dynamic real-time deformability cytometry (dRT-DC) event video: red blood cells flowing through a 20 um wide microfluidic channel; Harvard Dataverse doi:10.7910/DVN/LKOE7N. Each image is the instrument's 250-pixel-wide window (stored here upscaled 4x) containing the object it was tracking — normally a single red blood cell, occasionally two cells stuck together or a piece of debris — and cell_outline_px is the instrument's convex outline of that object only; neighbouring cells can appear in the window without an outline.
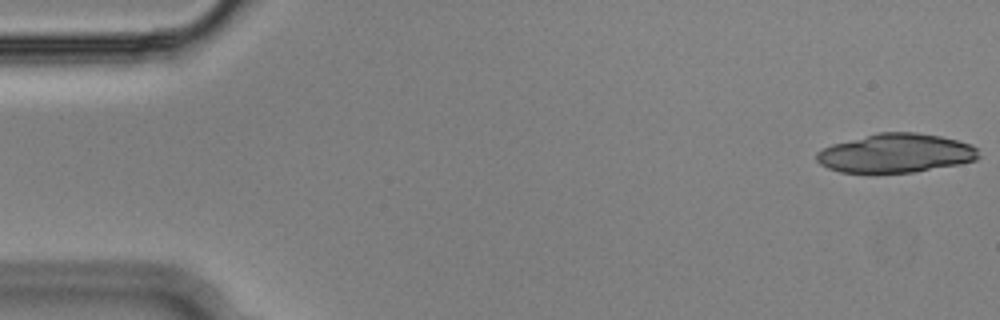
{"species": "Egyptian fruit bat (a non-hibernating species)", "species_latin": "Rousettus aegyptiacus", "temperature_condition": "cold", "stored_images_in_passage": 14, "camera_frame_rate_fps": 3000, "um_per_image_px": 0.085, "animal": {"sex": "male"}, "frame": {"image": 1, "passage_image": 1, "time_ms": 0.0, "image_size_px": [1000, 320], "cell_outline_px": [[980, 156], [976, 160], [960, 164], [912, 172], [872, 176], [840, 172], [828, 168], [820, 164], [816, 160], [816, 152], [832, 144], [880, 132], [916, 132], [940, 136], [972, 144], [976, 148]], "centroid_in_image_um": [76.1, 13.06], "position_along_channel_um": 8.9, "area_um2": 37.57}}